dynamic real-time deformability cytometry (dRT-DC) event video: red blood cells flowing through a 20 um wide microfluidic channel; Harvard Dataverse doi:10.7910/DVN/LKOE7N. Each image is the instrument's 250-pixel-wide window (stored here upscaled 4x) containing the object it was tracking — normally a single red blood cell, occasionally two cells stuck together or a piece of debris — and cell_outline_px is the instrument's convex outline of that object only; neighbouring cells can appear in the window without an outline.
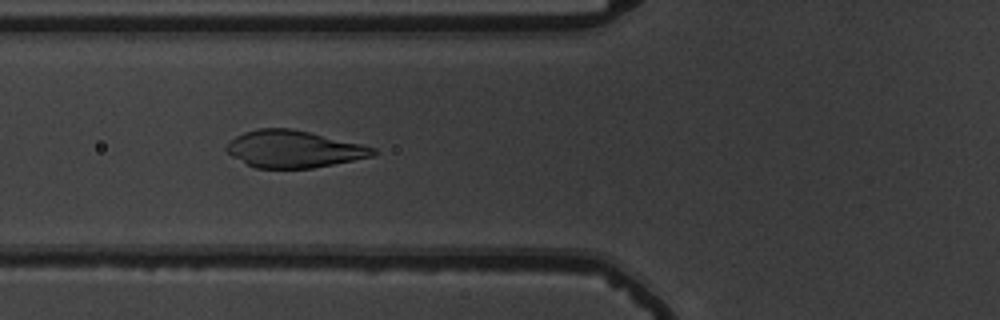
{"species": "common noctule bat (a hibernating species)", "species_latin": "Nyctalus noctula", "temperature_condition": "warm", "stored_images_in_passage": 51, "camera_frame_rate_fps": 3000, "um_per_image_px": 0.085, "animal": {"sex": "male", "body_mass_g": 19.5, "forearm_length_mm": 54.6}, "frame": {"image": 1, "passage_image": 21, "time_ms": 6.667, "image_size_px": [1000, 320], "cell_outline_px": [[376, 152], [372, 156], [312, 168], [256, 168], [232, 156], [224, 148], [228, 140], [244, 132], [256, 128], [292, 128], [312, 132], [376, 148]], "centroid_in_image_um": [24.91, 12.65], "position_along_channel_um": 100.9, "area_um2": 31.56}}
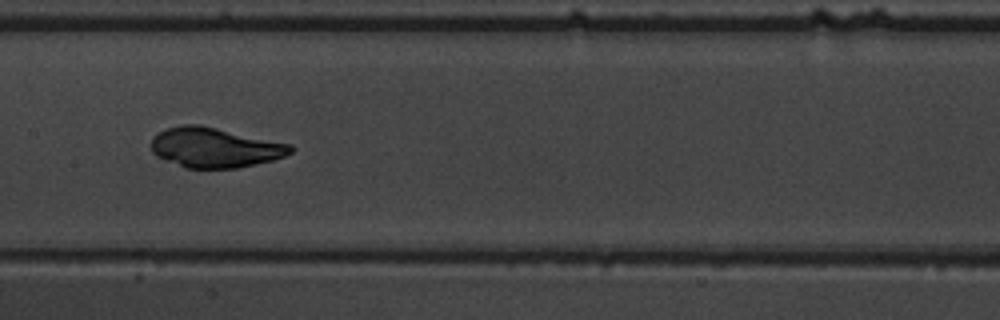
{"frame": {"image": 2, "passage_image": 28, "time_ms": 9.0, "image_size_px": [1000, 320], "cell_outline_px": [[296, 148], [292, 152], [284, 156], [272, 160], [240, 168], [184, 168], [164, 160], [156, 156], [152, 152], [152, 136], [168, 128], [184, 124], [200, 124], [292, 144]], "centroid_in_image_um": [18.27, 12.54], "position_along_channel_um": 189.1, "area_um2": 32.66}}
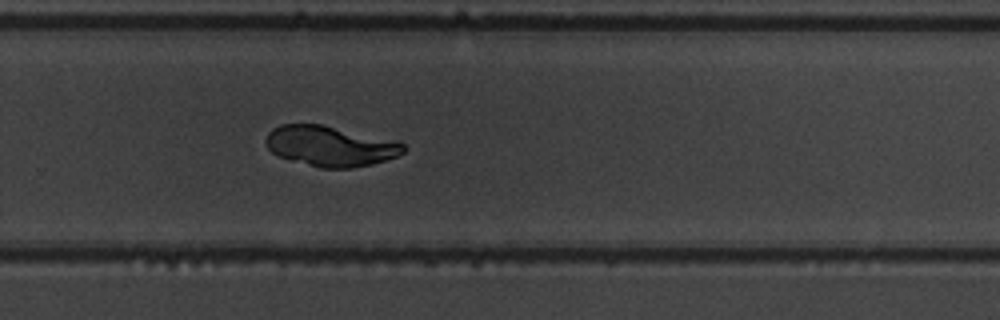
{"frame": {"image": 3, "passage_image": 37, "time_ms": 12.0, "image_size_px": [1000, 320], "cell_outline_px": [[408, 148], [404, 152], [396, 156], [372, 164], [352, 168], [320, 168], [276, 156], [268, 148], [264, 140], [268, 132], [272, 128], [280, 124], [320, 124], [404, 144]], "centroid_in_image_um": [27.98, 12.43], "position_along_channel_um": 301.8, "area_um2": 31.91}}